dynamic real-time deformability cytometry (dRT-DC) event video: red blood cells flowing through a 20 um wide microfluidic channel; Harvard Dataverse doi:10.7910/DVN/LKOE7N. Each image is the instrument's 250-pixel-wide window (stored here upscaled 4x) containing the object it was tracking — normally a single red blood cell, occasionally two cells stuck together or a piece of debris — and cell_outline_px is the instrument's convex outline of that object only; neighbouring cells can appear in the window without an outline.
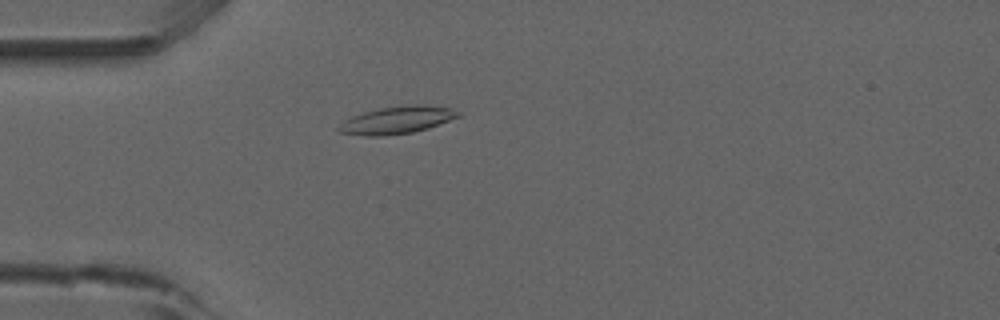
{"species": "common noctule bat (a hibernating species)", "species_latin": "Nyctalus noctula", "temperature_condition": "room temperature", "stored_images_in_passage": 53, "camera_frame_rate_fps": 3000, "um_per_image_px": 0.085, "animal": {"sex": "male", "forearm_length_mm": 52.5}, "frame": {"image": 1, "passage_image": 15, "time_ms": 4.667, "image_size_px": [1000, 320], "cell_outline_px": [[460, 116], [428, 128], [412, 132], [380, 136], [364, 136], [340, 132], [336, 128], [344, 120], [352, 116], [364, 112], [380, 108], [404, 104], [428, 104], [452, 108], [460, 112]], "centroid_in_image_um": [33.75, 10.18], "position_along_channel_um": 51.2, "area_um2": 19.19}}
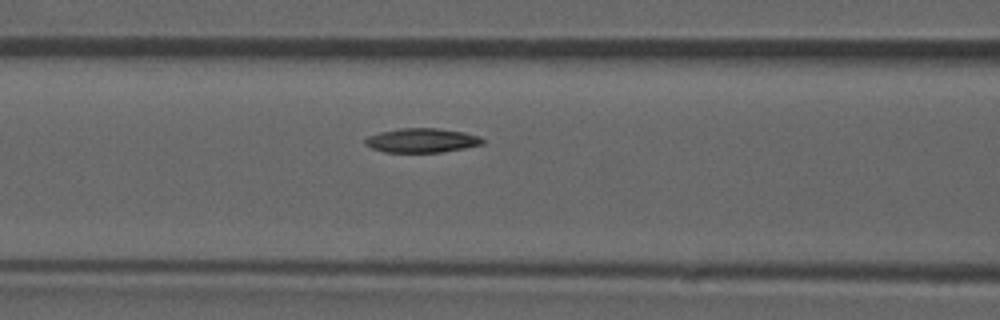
{"frame": {"image": 2, "passage_image": 22, "time_ms": 7.0, "image_size_px": [1000, 320], "cell_outline_px": [[484, 144], [464, 148], [440, 152], [384, 152], [372, 148], [364, 144], [364, 140], [368, 136], [380, 132], [400, 128], [436, 128], [464, 132], [480, 136], [484, 140]], "centroid_in_image_um": [35.85, 11.93], "position_along_channel_um": 130.7, "area_um2": 16.59}}
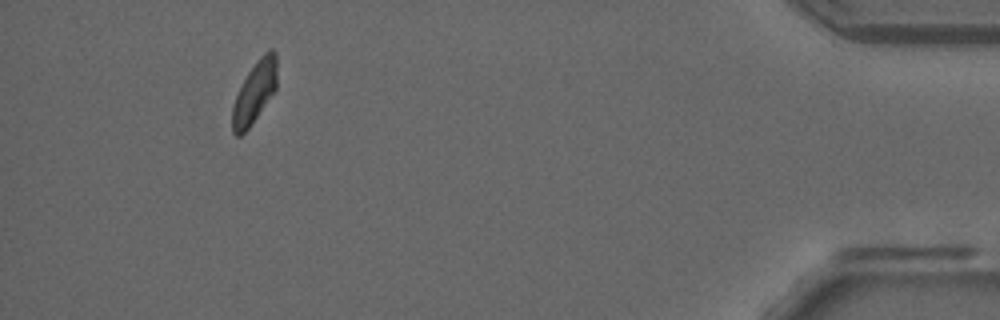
{"frame": {"image": 3, "passage_image": 49, "time_ms": 16.0, "image_size_px": [1000, 320], "cell_outline_px": [[276, 88], [248, 128], [240, 136], [236, 136], [232, 132], [232, 104], [248, 72], [256, 60], [268, 48], [272, 48], [276, 52]], "centroid_in_image_um": [21.63, 7.8], "position_along_channel_um": 413.6, "area_um2": 15.78}, "authors_computed_cell_mechanics": {"area_um2": 16.762, "velocity_mm_per_s": 3.8817, "shape_relaxation_time_tau1_ms": 9.5833, "shape_relaxation_time_tau2_ms": null, "deformation_change_tau1": 0.1863, "deformation_change_tau2": null}}